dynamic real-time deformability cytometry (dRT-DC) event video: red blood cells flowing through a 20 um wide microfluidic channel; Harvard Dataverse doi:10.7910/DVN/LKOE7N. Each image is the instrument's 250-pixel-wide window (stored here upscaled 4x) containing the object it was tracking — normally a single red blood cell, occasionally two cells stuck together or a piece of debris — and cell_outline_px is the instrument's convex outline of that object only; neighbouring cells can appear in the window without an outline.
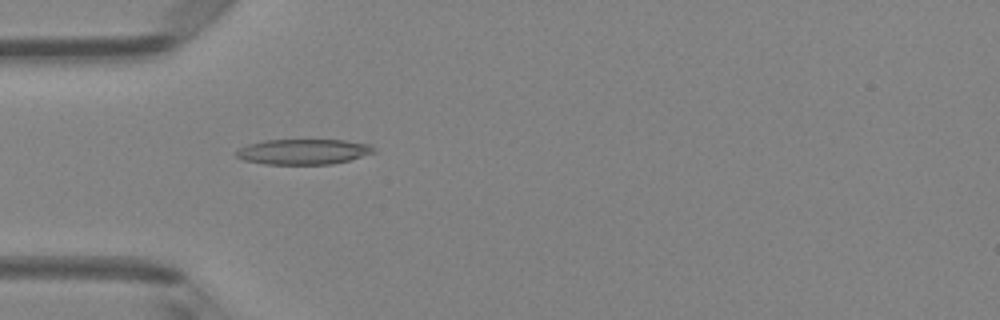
{"species": "Egyptian fruit bat (a non-hibernating species)", "species_latin": "Rousettus aegyptiacus", "temperature_condition": "room temperature", "stored_images_in_passage": 5, "camera_frame_rate_fps": 3000, "um_per_image_px": 0.085, "animal": {"sex": "female"}, "frame": {"image": 1, "passage_image": 5, "time_ms": 4.667, "image_size_px": [1000, 320], "cell_outline_px": [[376, 152], [348, 160], [332, 164], [264, 164], [244, 160], [236, 156], [236, 152], [240, 148], [248, 144], [264, 140], [344, 140], [372, 144], [376, 148]], "centroid_in_image_um": [25.82, 12.89], "position_along_channel_um": 59.2, "area_um2": 20.35}}